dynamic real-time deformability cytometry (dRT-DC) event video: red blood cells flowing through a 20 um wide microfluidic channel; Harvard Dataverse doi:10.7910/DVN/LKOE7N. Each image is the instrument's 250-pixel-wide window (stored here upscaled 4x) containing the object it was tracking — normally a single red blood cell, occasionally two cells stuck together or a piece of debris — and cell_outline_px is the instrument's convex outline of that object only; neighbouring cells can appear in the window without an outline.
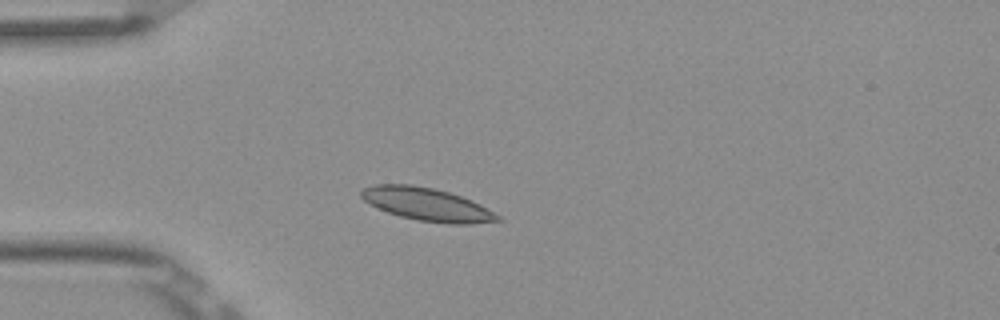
{"species": "Egyptian fruit bat (a non-hibernating species)", "species_latin": "Rousettus aegyptiacus", "temperature_condition": "room temperature", "stored_images_in_passage": 3, "camera_frame_rate_fps": 3000, "um_per_image_px": 0.085, "frame": {"image": 1, "passage_image": 2, "time_ms": 0.333, "image_size_px": [1000, 320], "cell_outline_px": [[504, 220], [472, 224], [448, 224], [416, 220], [400, 216], [376, 208], [368, 204], [360, 196], [360, 192], [364, 188], [376, 184], [412, 184], [432, 188], [448, 192], [472, 200], [480, 204], [500, 216]], "centroid_in_image_um": [36.28, 17.38], "position_along_channel_um": 48.7, "area_um2": 26.3}}